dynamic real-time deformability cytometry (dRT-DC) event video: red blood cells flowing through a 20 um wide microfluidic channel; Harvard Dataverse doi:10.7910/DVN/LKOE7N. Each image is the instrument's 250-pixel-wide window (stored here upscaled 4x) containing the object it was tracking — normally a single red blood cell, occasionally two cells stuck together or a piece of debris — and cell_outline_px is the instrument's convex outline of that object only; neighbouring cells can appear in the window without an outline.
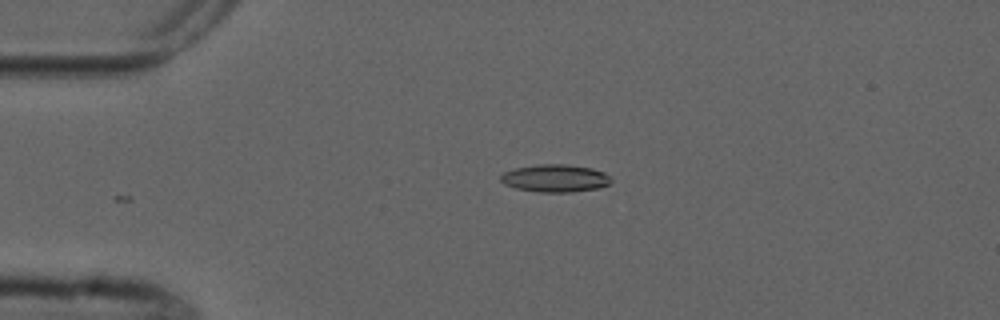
{"species": "common noctule bat (a hibernating species)", "species_latin": "Nyctalus noctula", "temperature_condition": "cold", "stored_images_in_passage": 4, "camera_frame_rate_fps": 3000, "um_per_image_px": 0.085, "animal": {"sex": "male", "forearm_length_mm": 52.5}, "frame": {"image": 1, "passage_image": 3, "time_ms": 3.333, "image_size_px": [1000, 320], "cell_outline_px": [[612, 180], [608, 184], [600, 188], [572, 192], [536, 192], [516, 188], [504, 184], [500, 180], [500, 176], [504, 172], [516, 168], [540, 164], [564, 164], [592, 168], [604, 172]], "centroid_in_image_um": [47.19, 15.16], "position_along_channel_um": 37.8, "area_um2": 17.74}}